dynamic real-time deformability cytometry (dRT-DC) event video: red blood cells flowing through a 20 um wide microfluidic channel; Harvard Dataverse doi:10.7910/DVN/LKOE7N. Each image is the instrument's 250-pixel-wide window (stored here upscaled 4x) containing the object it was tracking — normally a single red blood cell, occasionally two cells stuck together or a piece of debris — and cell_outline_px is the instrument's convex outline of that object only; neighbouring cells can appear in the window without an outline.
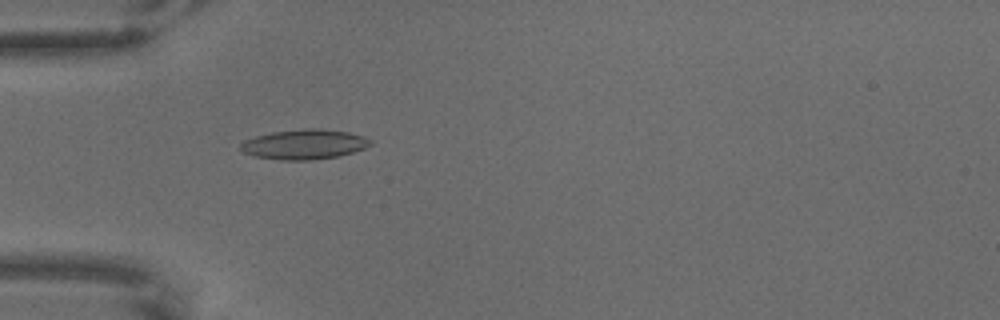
{"species": "common noctule bat (a hibernating species)", "species_latin": "Nyctalus noctula", "temperature_condition": "warm", "stored_images_in_passage": 44, "camera_frame_rate_fps": 3000, "um_per_image_px": 0.085, "animal": {"sex": "male", "body_mass_g": 18.8}, "frame": {"image": 1, "passage_image": 8, "time_ms": 2.333, "image_size_px": [1000, 320], "cell_outline_px": [[372, 144], [364, 148], [340, 156], [312, 160], [280, 160], [256, 156], [244, 152], [240, 148], [240, 144], [244, 140], [256, 136], [272, 132], [304, 128], [320, 128], [348, 132], [364, 136], [372, 140]], "centroid_in_image_um": [25.88, 12.26], "position_along_channel_um": 59.1, "area_um2": 22.66}}
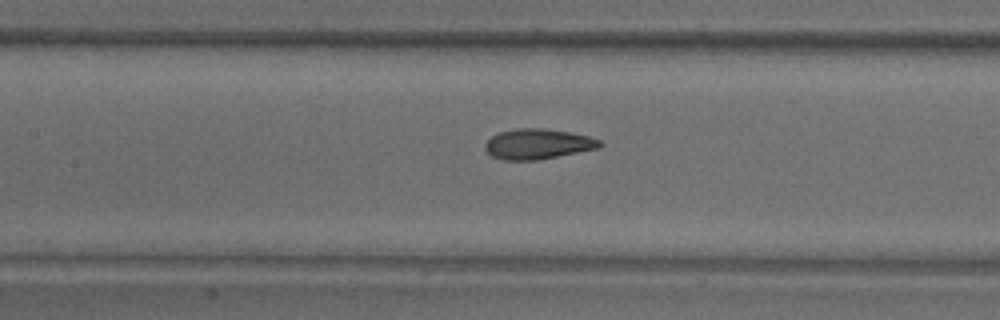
{"frame": {"image": 2, "passage_image": 18, "time_ms": 5.667, "image_size_px": [1000, 320], "cell_outline_px": [[604, 144], [600, 148], [536, 160], [504, 160], [492, 156], [484, 148], [484, 144], [492, 136], [500, 132], [516, 128], [544, 128], [568, 132], [588, 136], [600, 140]], "centroid_in_image_um": [45.72, 12.24], "position_along_channel_um": 161.7, "area_um2": 20.17}}
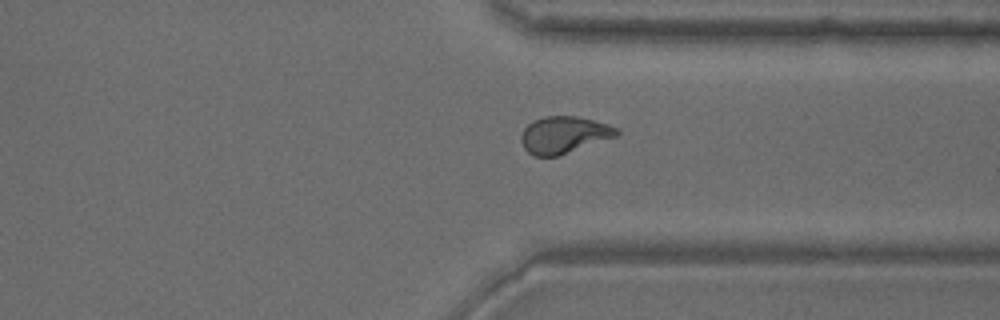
{"frame": {"image": 3, "passage_image": 37, "time_ms": 12.0, "image_size_px": [1000, 320], "cell_outline_px": [[620, 132], [616, 136], [560, 156], [532, 156], [524, 148], [520, 140], [520, 136], [524, 128], [532, 120], [544, 116], [576, 116], [608, 124], [616, 128]], "centroid_in_image_um": [47.89, 11.47], "position_along_channel_um": 363.5, "area_um2": 20.63}}